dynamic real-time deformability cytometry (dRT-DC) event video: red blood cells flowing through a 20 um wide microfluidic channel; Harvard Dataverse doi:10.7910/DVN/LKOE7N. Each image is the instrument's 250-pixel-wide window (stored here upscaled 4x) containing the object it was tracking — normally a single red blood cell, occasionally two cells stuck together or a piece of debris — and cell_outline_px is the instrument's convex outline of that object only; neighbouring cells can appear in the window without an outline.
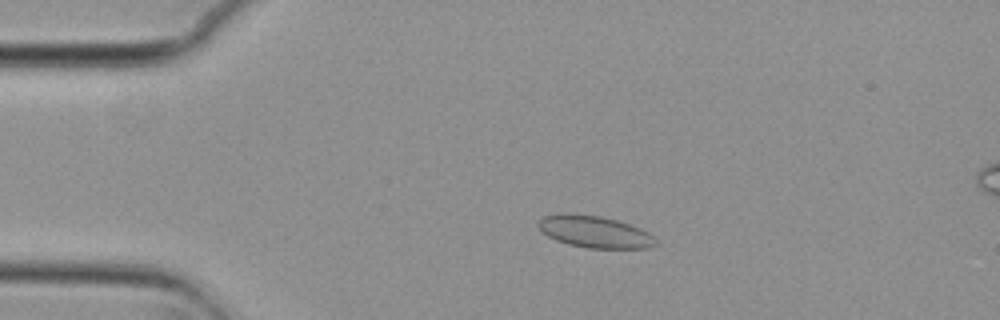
{"species": "common noctule bat (a hibernating species)", "species_latin": "Nyctalus noctula", "temperature_condition": "cold", "stored_images_in_passage": 56, "camera_frame_rate_fps": 3000, "um_per_image_px": 0.085, "animal": {"sex": "female", "body_mass_g": 29.2, "forearm_length_mm": 56.3}, "frame": {"image": 1, "passage_image": 12, "time_ms": 3.667, "image_size_px": [1000, 320], "cell_outline_px": [[660, 244], [648, 248], [588, 248], [568, 244], [556, 240], [548, 236], [536, 224], [544, 216], [564, 212], [572, 212], [600, 216], [616, 220], [640, 228], [648, 232]], "centroid_in_image_um": [50.55, 19.69], "position_along_channel_um": 34.5, "area_um2": 21.91}}
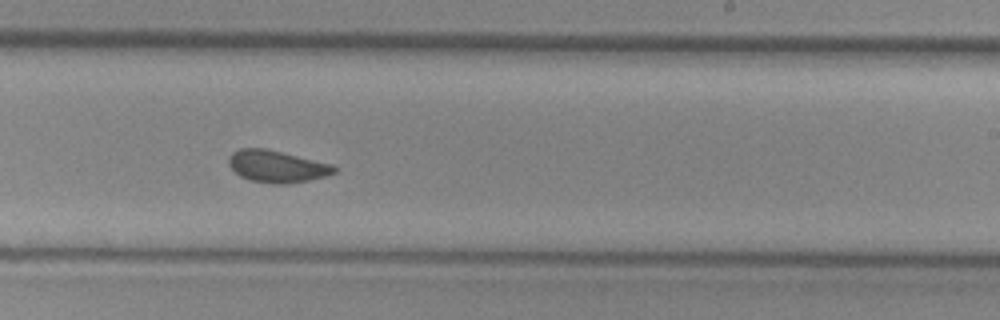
{"frame": {"image": 2, "passage_image": 34, "time_ms": 11.0, "image_size_px": [1000, 320], "cell_outline_px": [[336, 172], [324, 176], [308, 180], [288, 184], [272, 184], [248, 180], [240, 176], [228, 164], [228, 156], [232, 152], [240, 148], [264, 148], [332, 164], [336, 168]], "centroid_in_image_um": [23.49, 14.15], "position_along_channel_um": 265.5, "area_um2": 19.59}}
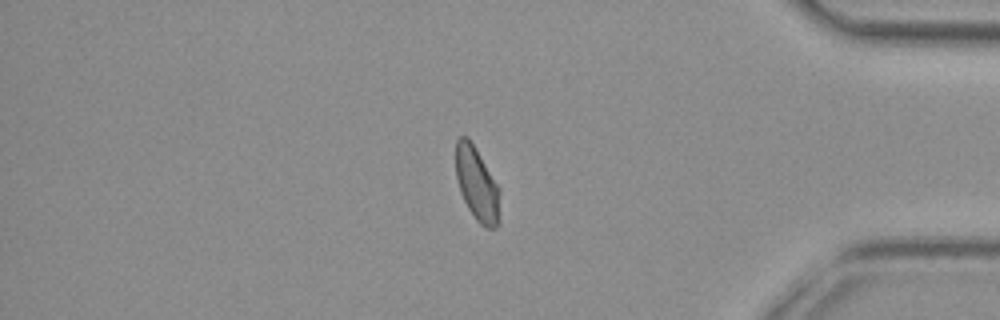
{"frame": {"image": 3, "passage_image": 47, "time_ms": 15.333, "image_size_px": [1000, 320], "cell_outline_px": [[500, 224], [496, 228], [484, 228], [476, 220], [468, 208], [460, 192], [456, 176], [456, 140], [460, 136], [468, 136], [500, 188]], "centroid_in_image_um": [40.57, 15.69], "position_along_channel_um": 394.6, "area_um2": 19.19}, "authors_computed_cell_mechanics": {"area_um2": 19.7387, "velocity_mm_per_s": 3.711, "shape_relaxation_time_tau1_ms": null, "shape_relaxation_time_tau2_ms": 1.4698, "deformation_change_tau1": null, "deformation_change_tau2": 0.0628}}